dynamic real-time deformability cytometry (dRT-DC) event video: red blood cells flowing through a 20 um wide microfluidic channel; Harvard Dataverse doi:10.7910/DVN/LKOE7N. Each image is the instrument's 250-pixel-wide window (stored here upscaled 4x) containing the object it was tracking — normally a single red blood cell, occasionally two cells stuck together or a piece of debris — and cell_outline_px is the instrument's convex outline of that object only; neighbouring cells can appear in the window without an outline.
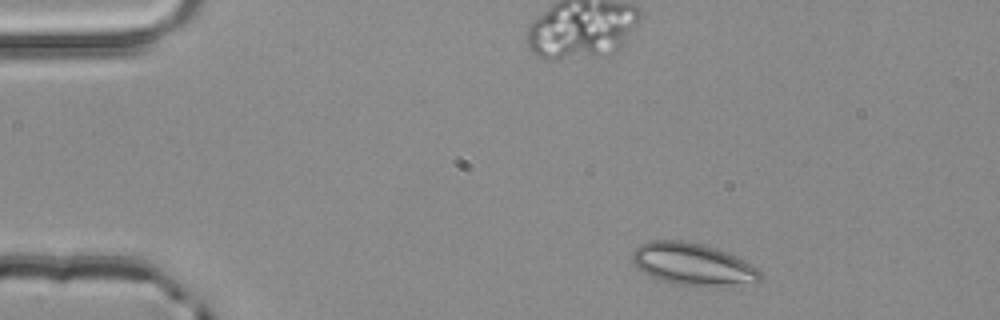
{"species": "common noctule bat (a hibernating species)", "species_latin": "Nyctalus noctula", "temperature_condition": "room temperature", "stored_images_in_passage": 3, "camera_frame_rate_fps": 3000, "um_per_image_px": 0.085, "animal": {"sex": "male", "body_mass_g": 20.4}, "frame": {"image": 1, "passage_image": 1, "time_ms": 0.0, "image_size_px": [1000, 320], "cell_outline_px": [[764, 276], [760, 280], [724, 288], [712, 288], [672, 284], [648, 276], [636, 268], [632, 260], [632, 252], [640, 244], [648, 240], [684, 240], [704, 244], [728, 252], [744, 260], [756, 268]], "centroid_in_image_um": [58.88, 22.48], "position_along_channel_um": 26.1, "area_um2": 32.37}}